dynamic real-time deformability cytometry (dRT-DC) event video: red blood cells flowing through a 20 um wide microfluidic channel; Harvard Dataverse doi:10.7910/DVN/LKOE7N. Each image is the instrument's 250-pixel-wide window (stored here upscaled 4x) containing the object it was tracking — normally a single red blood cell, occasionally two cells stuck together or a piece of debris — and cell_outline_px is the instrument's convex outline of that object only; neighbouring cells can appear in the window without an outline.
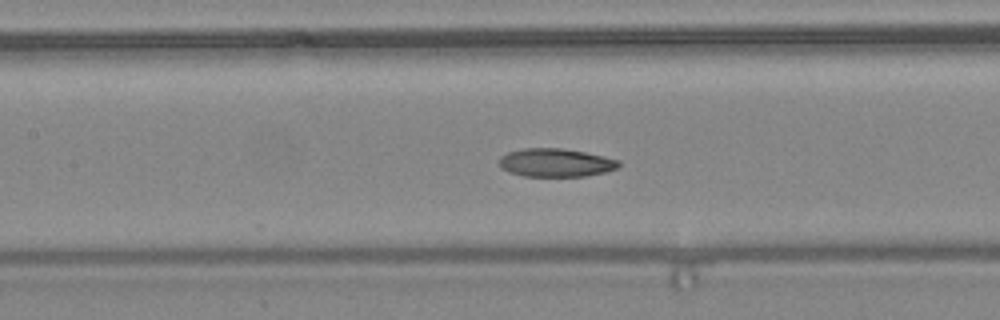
{"species": "common noctule bat (a hibernating species)", "species_latin": "Nyctalus noctula", "temperature_condition": "warm", "stored_images_in_passage": 30, "camera_frame_rate_fps": 3000, "um_per_image_px": 0.085, "animal": {"sex": "female", "body_mass_g": 24.6, "forearm_length_mm": 56.2}, "frame": {"image": 1, "passage_image": 5, "time_ms": 1.333, "image_size_px": [1000, 320], "cell_outline_px": [[620, 164], [616, 168], [604, 172], [584, 176], [524, 176], [508, 172], [500, 168], [496, 160], [500, 156], [508, 152], [524, 148], [560, 148], [584, 152], [604, 156], [620, 160]], "centroid_in_image_um": [47.17, 13.82], "position_along_channel_um": 160.2, "area_um2": 19.83}}
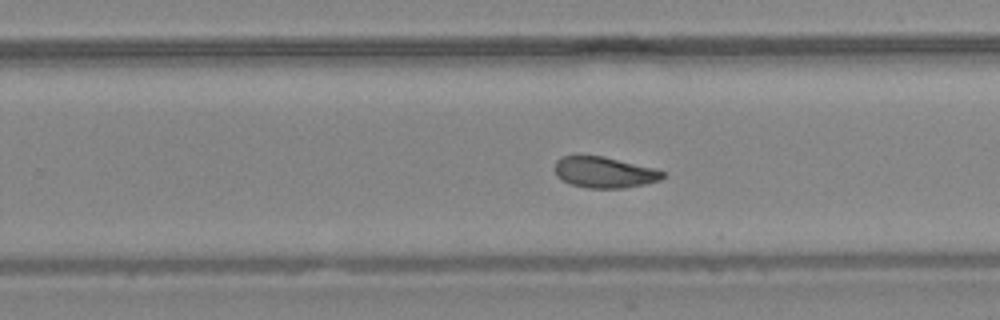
{"frame": {"image": 2, "passage_image": 13, "time_ms": 4.0, "image_size_px": [1000, 320], "cell_outline_px": [[668, 172], [660, 180], [644, 184], [624, 188], [588, 188], [572, 184], [556, 176], [556, 160], [564, 156], [604, 156], [656, 168]], "centroid_in_image_um": [51.44, 14.64], "position_along_channel_um": 278.4, "area_um2": 19.48}, "authors_computed_cell_mechanics": {"area_um2": 20.1722, "velocity_mm_per_s": 4.4561, "shape_relaxation_time_tau1_ms": 5.1219, "shape_relaxation_time_tau2_ms": 2.0709, "deformation_change_tau1": 0.1272, "deformation_change_tau2": 0.0714}}